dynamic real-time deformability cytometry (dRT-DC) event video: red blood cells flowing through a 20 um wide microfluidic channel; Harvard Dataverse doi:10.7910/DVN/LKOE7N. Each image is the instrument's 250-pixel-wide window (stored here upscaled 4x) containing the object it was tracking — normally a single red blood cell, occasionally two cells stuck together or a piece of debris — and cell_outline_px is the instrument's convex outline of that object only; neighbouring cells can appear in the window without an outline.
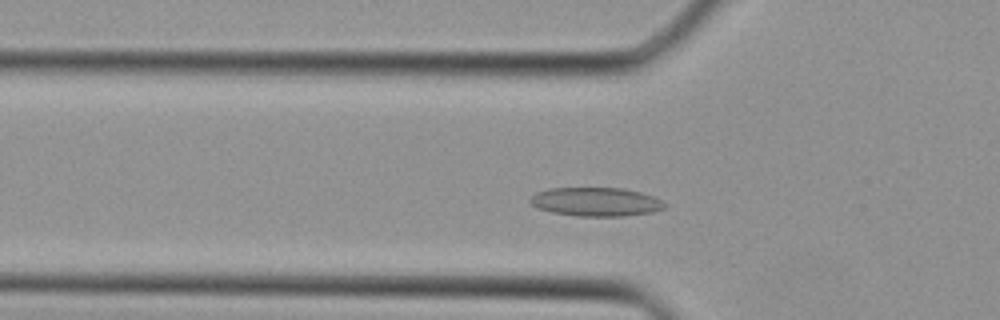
{"species": "Egyptian fruit bat (a non-hibernating species)", "species_latin": "Rousettus aegyptiacus", "temperature_condition": "cold", "stored_images_in_passage": 35, "camera_frame_rate_fps": 3000, "um_per_image_px": 0.085, "animal": {"sex": "female"}, "frame": {"image": 1, "passage_image": 8, "time_ms": 2.333, "image_size_px": [1000, 320], "cell_outline_px": [[668, 204], [664, 208], [652, 212], [624, 216], [580, 216], [552, 212], [540, 208], [532, 204], [528, 200], [536, 192], [548, 188], [624, 188], [640, 192], [652, 196]], "centroid_in_image_um": [50.66, 17.15], "position_along_channel_um": 75.1, "area_um2": 22.43}}
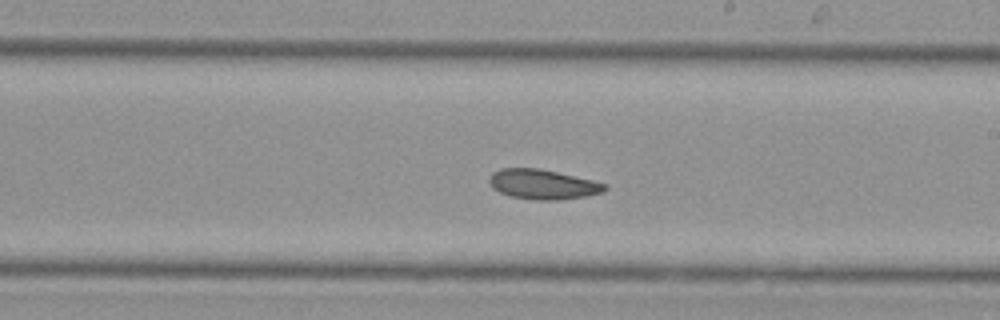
{"frame": {"image": 2, "passage_image": 18, "time_ms": 5.667, "image_size_px": [1000, 320], "cell_outline_px": [[608, 188], [604, 192], [584, 196], [560, 200], [532, 200], [512, 196], [500, 192], [492, 188], [488, 180], [488, 176], [492, 172], [500, 168], [540, 168], [592, 180], [608, 184]], "centroid_in_image_um": [46.13, 15.66], "position_along_channel_um": 242.9, "area_um2": 20.23}}
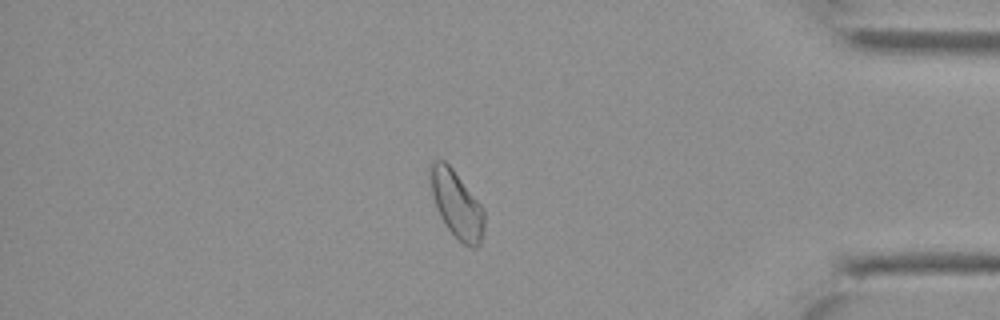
{"frame": {"image": 3, "passage_image": 29, "time_ms": 9.333, "image_size_px": [1000, 320], "cell_outline_px": [[484, 232], [480, 244], [476, 248], [472, 248], [464, 244], [448, 228], [440, 216], [436, 208], [432, 196], [428, 172], [428, 164], [432, 160], [444, 160], [452, 168], [484, 208]], "centroid_in_image_um": [38.79, 17.33], "position_along_channel_um": 396.4, "area_um2": 21.27}}